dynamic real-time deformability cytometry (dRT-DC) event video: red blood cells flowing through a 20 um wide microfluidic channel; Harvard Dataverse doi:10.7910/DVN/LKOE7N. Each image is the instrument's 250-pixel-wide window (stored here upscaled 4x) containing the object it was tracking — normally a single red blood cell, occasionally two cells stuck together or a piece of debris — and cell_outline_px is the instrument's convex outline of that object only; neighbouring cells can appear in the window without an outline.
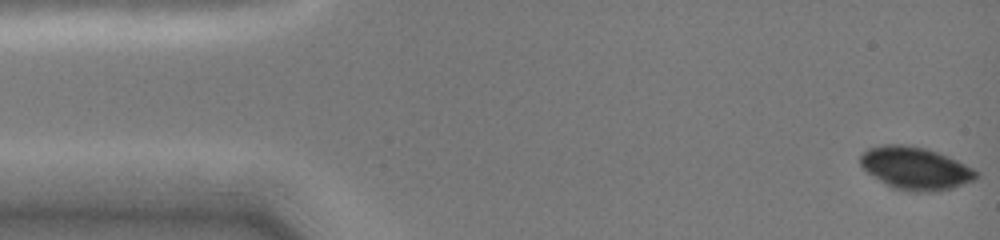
{"species": "common noctule bat (a hibernating species)", "species_latin": "Nyctalus noctula", "temperature_condition": "cold", "stored_images_in_passage": 47, "camera_frame_rate_fps": 3000, "um_per_image_px": 0.085, "animal": {"sex": "female", "body_mass_g": 19.0, "forearm_length_mm": 51.5}, "frame": {"image": 1, "passage_image": 1, "time_ms": 0.0, "image_size_px": [1000, 240], "cell_outline_px": [[980, 176], [972, 180], [952, 188], [936, 192], [912, 192], [892, 188], [868, 172], [860, 164], [860, 156], [868, 148], [884, 144], [904, 144], [928, 148], [948, 156], [980, 172]], "centroid_in_image_um": [77.82, 14.3], "position_along_channel_um": 7.2, "area_um2": 28.84}}
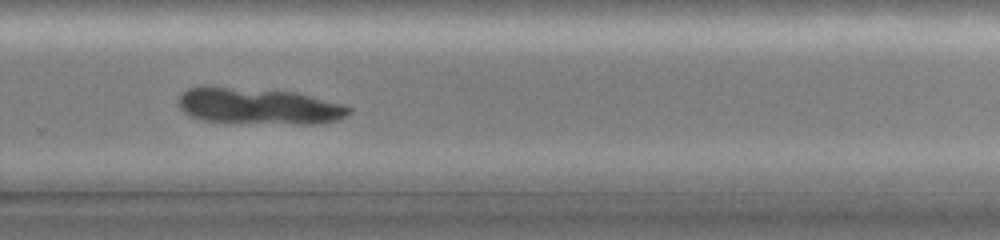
{"frame": {"image": 2, "passage_image": 32, "time_ms": 10.333, "image_size_px": [1000, 240], "cell_outline_px": [[352, 112], [348, 116], [340, 120], [312, 124], [296, 124], [204, 120], [188, 116], [180, 108], [180, 96], [188, 88], [200, 84], [208, 84], [296, 92], [348, 104], [352, 108]], "centroid_in_image_um": [22.04, 8.98], "position_along_channel_um": 307.8, "area_um2": 36.88}}
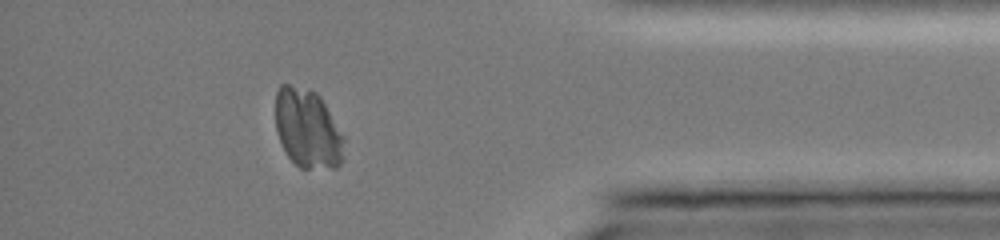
{"frame": {"image": 3, "passage_image": 41, "time_ms": 13.333, "image_size_px": [1000, 240], "cell_outline_px": [[344, 156], [340, 164], [336, 168], [300, 168], [288, 156], [276, 132], [276, 92], [280, 84], [288, 84], [316, 92], [320, 96], [344, 136]], "centroid_in_image_um": [26.16, 10.95], "position_along_channel_um": 409.0, "area_um2": 31.62}}